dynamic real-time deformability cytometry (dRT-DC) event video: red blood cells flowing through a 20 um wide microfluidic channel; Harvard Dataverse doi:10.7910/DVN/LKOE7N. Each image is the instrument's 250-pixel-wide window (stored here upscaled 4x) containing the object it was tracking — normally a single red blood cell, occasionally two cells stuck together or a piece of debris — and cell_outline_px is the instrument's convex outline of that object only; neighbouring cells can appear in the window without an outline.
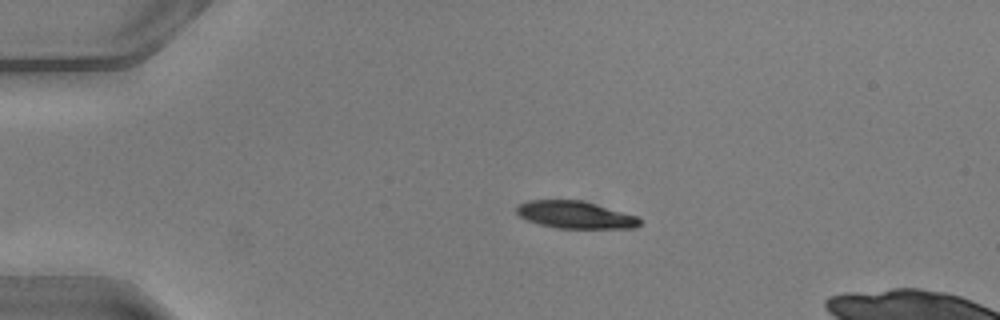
{"species": "common noctule bat (a hibernating species)", "species_latin": "Nyctalus noctula", "temperature_condition": "warm", "stored_images_in_passage": 31, "camera_frame_rate_fps": 3000, "um_per_image_px": 0.085, "animal": {"sex": "male", "body_mass_g": 20.5, "forearm_length_mm": 52.5}, "frame": {"image": 1, "passage_image": 1, "time_ms": 0.0, "image_size_px": [1000, 320], "cell_outline_px": [[640, 224], [636, 228], [556, 228], [540, 224], [528, 220], [520, 216], [516, 212], [516, 208], [520, 204], [528, 200], [584, 200], [636, 216], [640, 220]], "centroid_in_image_um": [48.9, 18.25], "position_along_channel_um": 36.1, "area_um2": 19.48}}
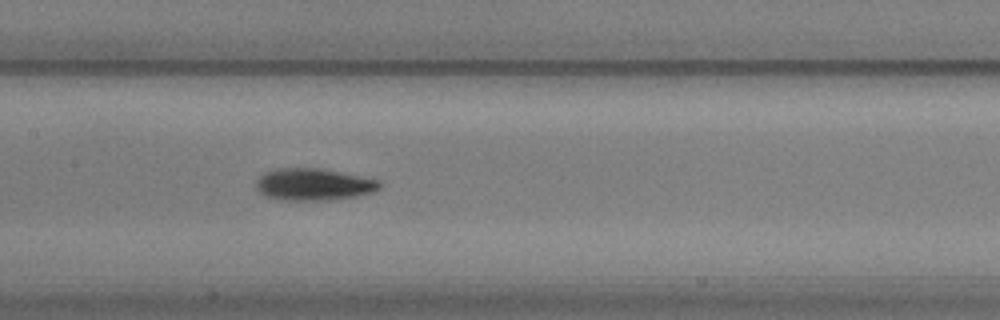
{"frame": {"image": 2, "passage_image": 15, "time_ms": 4.667, "image_size_px": [1000, 320], "cell_outline_px": [[380, 188], [372, 192], [356, 196], [332, 200], [280, 200], [264, 196], [256, 188], [256, 180], [264, 172], [276, 168], [320, 168], [380, 180]], "centroid_in_image_um": [26.62, 15.68], "position_along_channel_um": 180.8, "area_um2": 23.12}}
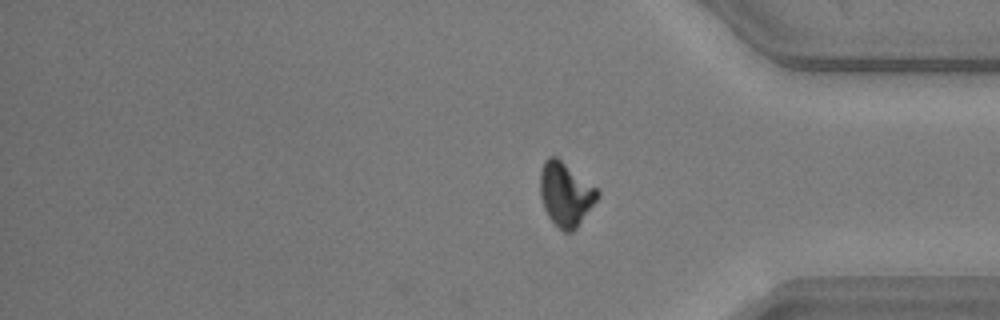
{"frame": {"image": 3, "passage_image": 31, "time_ms": 10.0, "image_size_px": [1000, 320], "cell_outline_px": [[600, 196], [576, 228], [572, 232], [564, 232], [548, 216], [544, 208], [540, 196], [540, 168], [544, 160], [548, 156], [556, 156], [596, 188], [600, 192]], "centroid_in_image_um": [48.06, 16.49], "position_along_channel_um": 387.1, "area_um2": 21.15}, "authors_computed_cell_mechanics": {"area_um2": 21.675, "velocity_mm_per_s": 4.0685, "shape_relaxation_time_tau1_ms": 1.7726, "shape_relaxation_time_tau2_ms": 2.5685, "deformation_change_tau1": 0.1408, "deformation_change_tau2": 0.078}}